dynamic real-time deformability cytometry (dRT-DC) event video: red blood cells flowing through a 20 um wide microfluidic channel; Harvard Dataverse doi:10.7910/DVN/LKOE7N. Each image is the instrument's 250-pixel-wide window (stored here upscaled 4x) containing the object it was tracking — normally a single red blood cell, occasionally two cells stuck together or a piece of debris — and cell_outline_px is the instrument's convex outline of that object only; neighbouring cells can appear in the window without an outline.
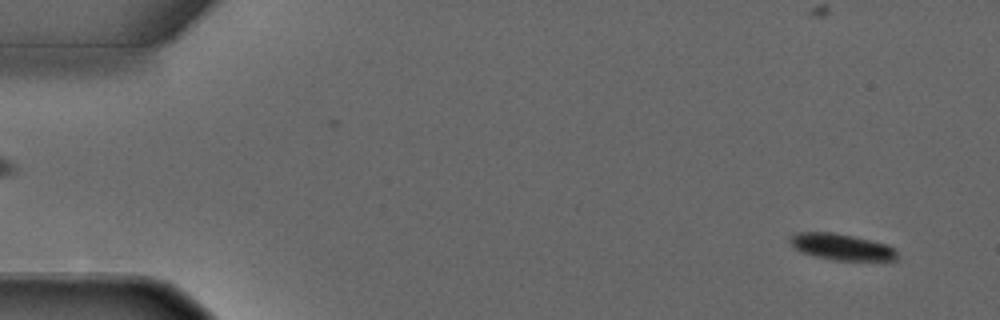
{"species": "common noctule bat (a hibernating species)", "species_latin": "Nyctalus noctula", "temperature_condition": "warm", "stored_images_in_passage": 3, "segment_of_instrument_passage": [2, 2], "camera_frame_rate_fps": 3000, "um_per_image_px": 0.085, "animal": {"sex": "male", "forearm_length_mm": 52.5}, "frame": {"image": 1, "passage_image": 3, "time_ms": 3.333, "image_size_px": [1000, 320], "cell_outline_px": [[900, 260], [884, 264], [832, 260], [812, 256], [800, 252], [788, 240], [788, 236], [796, 232], [832, 232], [852, 236], [888, 244], [896, 248]], "centroid_in_image_um": [71.69, 21.06], "position_along_channel_um": 13.3, "area_um2": 17.69}}